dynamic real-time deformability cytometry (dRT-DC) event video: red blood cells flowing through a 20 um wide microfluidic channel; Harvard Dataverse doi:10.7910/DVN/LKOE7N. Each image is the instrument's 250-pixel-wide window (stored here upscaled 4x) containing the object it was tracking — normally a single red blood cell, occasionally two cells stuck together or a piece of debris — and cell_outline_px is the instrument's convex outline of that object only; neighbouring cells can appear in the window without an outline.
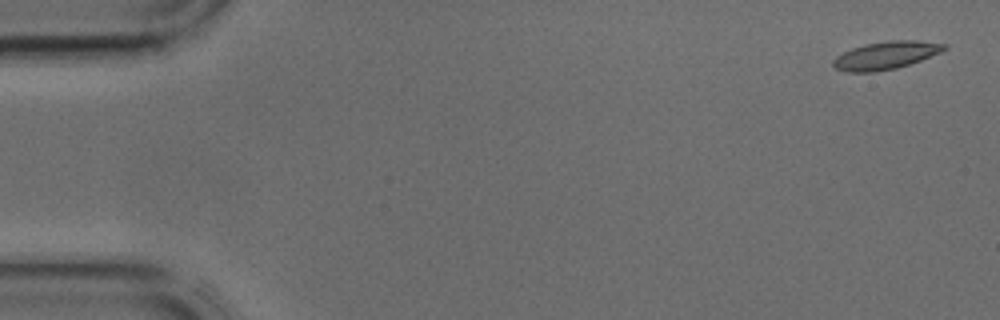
{"species": "common noctule bat (a hibernating species)", "species_latin": "Nyctalus noctula", "temperature_condition": "cold", "stored_images_in_passage": 42, "camera_frame_rate_fps": 3000, "um_per_image_px": 0.085, "animal": {"sex": "male", "body_mass_g": 17.9, "forearm_length_mm": 54.2}, "frame": {"image": 1, "passage_image": 1, "time_ms": 0.0, "image_size_px": [1000, 320], "cell_outline_px": [[948, 48], [940, 52], [920, 60], [896, 68], [872, 72], [848, 72], [836, 68], [832, 64], [832, 60], [836, 56], [852, 48], [864, 44], [888, 40], [916, 40], [948, 44]], "centroid_in_image_um": [75.29, 4.69], "position_along_channel_um": 9.7, "area_um2": 17.92}}
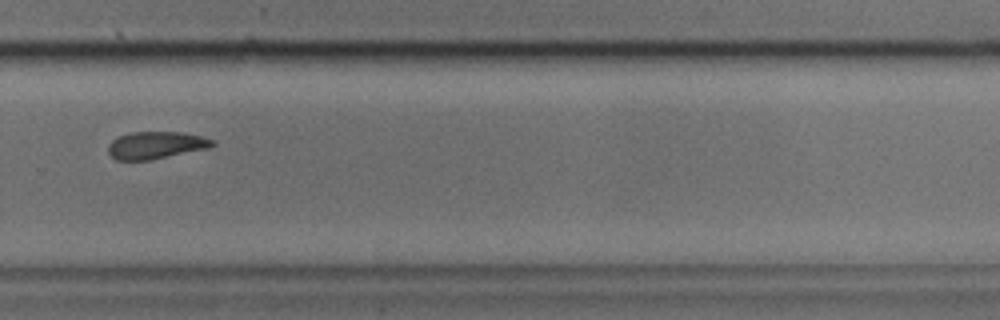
{"frame": {"image": 2, "passage_image": 29, "time_ms": 9.333, "image_size_px": [1000, 320], "cell_outline_px": [[216, 144], [208, 148], [148, 160], [116, 160], [108, 152], [108, 144], [112, 140], [120, 136], [132, 132], [180, 132], [200, 136], [216, 140]], "centroid_in_image_um": [13.25, 12.33], "position_along_channel_um": 316.5, "area_um2": 16.42}}
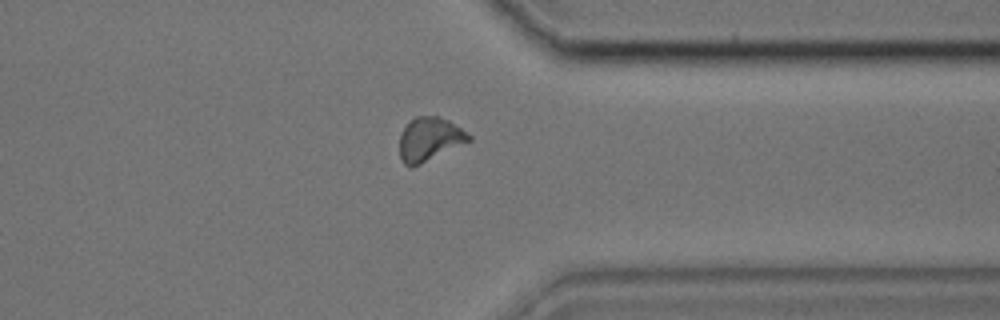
{"frame": {"image": 3, "passage_image": 33, "time_ms": 10.667, "image_size_px": [1000, 320], "cell_outline_px": [[472, 140], [412, 168], [404, 164], [400, 160], [400, 132], [408, 120], [416, 116], [436, 116], [448, 120], [472, 136]], "centroid_in_image_um": [36.47, 11.83], "position_along_channel_um": 374.9, "area_um2": 17.74}}